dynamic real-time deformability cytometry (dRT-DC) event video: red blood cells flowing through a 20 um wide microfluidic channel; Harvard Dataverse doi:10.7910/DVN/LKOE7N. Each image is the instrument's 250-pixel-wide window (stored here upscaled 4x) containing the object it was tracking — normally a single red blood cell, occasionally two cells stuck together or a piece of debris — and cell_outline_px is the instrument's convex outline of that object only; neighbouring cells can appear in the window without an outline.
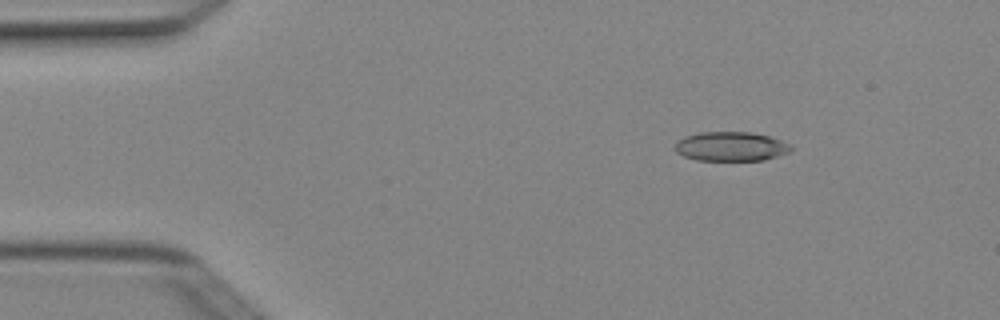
{"species": "Egyptian fruit bat (a non-hibernating species)", "species_latin": "Rousettus aegyptiacus", "temperature_condition": "cold", "stored_images_in_passage": 3, "camera_frame_rate_fps": 3000, "um_per_image_px": 0.085, "animal": {"sex": "female"}, "frame": {"image": 1, "passage_image": 2, "time_ms": 0.333, "image_size_px": [1000, 320], "cell_outline_px": [[792, 152], [764, 160], [696, 160], [684, 156], [676, 152], [676, 144], [684, 136], [700, 132], [748, 132], [768, 136], [780, 140], [788, 144], [792, 148]], "centroid_in_image_um": [62.14, 12.45], "position_along_channel_um": 22.9, "area_um2": 19.65}}
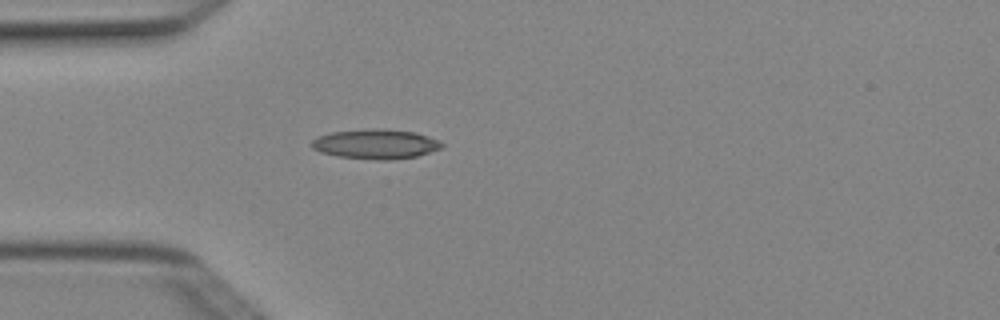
{"frame": {"image": 2, "passage_image": 3, "time_ms": 0.667, "image_size_px": [1000, 320], "cell_outline_px": [[444, 148], [416, 156], [388, 160], [376, 160], [336, 156], [320, 152], [312, 148], [312, 140], [320, 136], [332, 132], [376, 128], [416, 132], [440, 140], [444, 144]], "centroid_in_image_um": [31.98, 12.25], "position_along_channel_um": 53.0, "area_um2": 22.54}}